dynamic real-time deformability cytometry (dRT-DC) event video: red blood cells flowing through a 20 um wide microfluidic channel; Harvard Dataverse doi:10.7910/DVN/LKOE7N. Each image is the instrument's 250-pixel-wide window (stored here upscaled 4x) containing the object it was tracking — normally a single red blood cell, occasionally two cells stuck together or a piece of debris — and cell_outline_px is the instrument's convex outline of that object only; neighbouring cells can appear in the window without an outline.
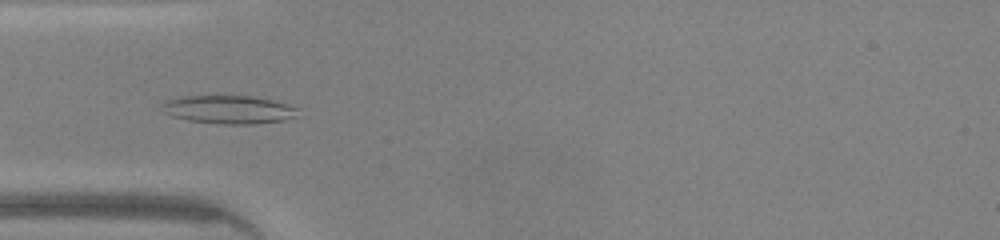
{"species": "common noctule bat (a hibernating species)", "species_latin": "Nyctalus noctula", "temperature_condition": "warm", "stored_images_in_passage": 44, "camera_frame_rate_fps": 3000, "um_per_image_px": 0.085, "animal": {"sex": "male", "body_mass_g": 20.0, "forearm_length_mm": 53.3}, "frame": {"image": 1, "passage_image": 12, "time_ms": 3.667, "image_size_px": [1000, 240], "cell_outline_px": [[300, 108], [292, 116], [284, 120], [252, 124], [224, 124], [188, 120], [172, 116], [164, 112], [160, 104], [164, 100], [188, 96], [252, 96], [272, 100], [288, 104]], "centroid_in_image_um": [19.41, 9.3], "position_along_channel_um": 65.6, "area_um2": 22.2}}
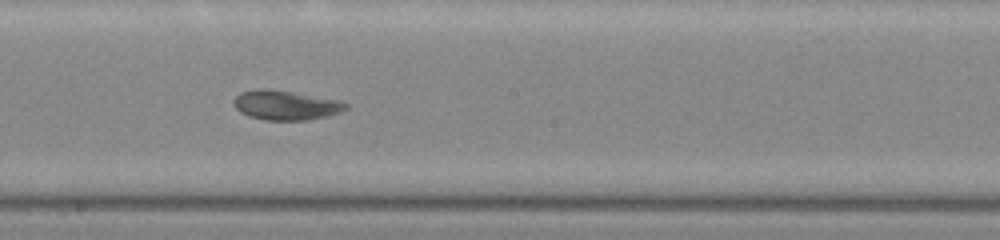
{"frame": {"image": 2, "passage_image": 23, "time_ms": 7.333, "image_size_px": [1000, 240], "cell_outline_px": [[348, 108], [340, 112], [328, 116], [308, 120], [264, 120], [248, 116], [240, 112], [232, 104], [232, 100], [240, 92], [256, 88], [268, 88], [340, 100], [348, 104]], "centroid_in_image_um": [24.26, 8.93], "position_along_channel_um": 223.9, "area_um2": 19.54}}
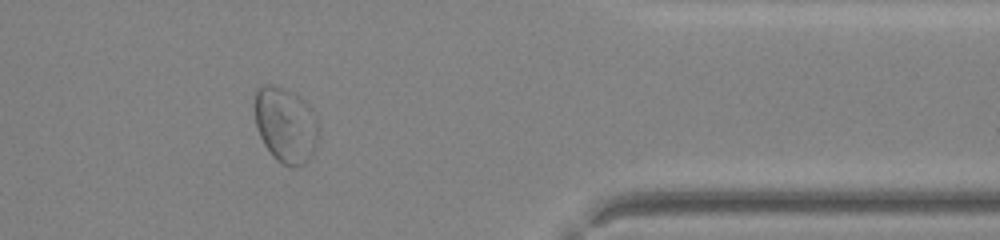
{"frame": {"image": 3, "passage_image": 36, "time_ms": 11.667, "image_size_px": [1000, 240], "cell_outline_px": [[316, 144], [312, 156], [308, 160], [296, 168], [292, 168], [276, 160], [272, 156], [264, 144], [256, 128], [256, 88], [260, 84], [272, 84], [296, 92], [308, 104], [316, 116]], "centroid_in_image_um": [24.27, 10.6], "position_along_channel_um": 387.1, "area_um2": 28.15}}